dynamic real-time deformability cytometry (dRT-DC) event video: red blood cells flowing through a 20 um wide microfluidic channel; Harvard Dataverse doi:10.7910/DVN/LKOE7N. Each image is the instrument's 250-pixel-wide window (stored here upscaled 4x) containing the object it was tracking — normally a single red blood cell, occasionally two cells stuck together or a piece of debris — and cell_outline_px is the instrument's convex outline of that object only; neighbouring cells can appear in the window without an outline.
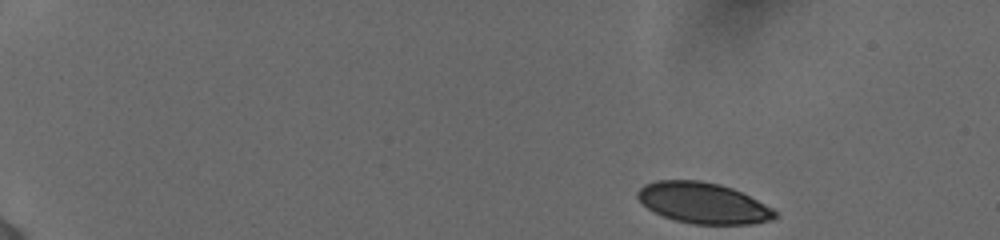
{"species": "human", "species_latin": "Homo sapiens", "temperature_condition": "cold", "stored_images_in_passage": 48, "camera_frame_rate_fps": 3000, "um_per_image_px": 0.085, "donor": {"sex": "female"}, "frame": {"image": 1, "passage_image": 1, "time_ms": 0.0, "image_size_px": [1000, 240], "cell_outline_px": [[776, 216], [772, 220], [752, 224], [692, 224], [676, 220], [664, 216], [648, 208], [636, 196], [636, 192], [644, 184], [656, 180], [700, 180], [720, 184], [732, 188], [772, 208], [776, 212]], "centroid_in_image_um": [59.75, 17.25], "position_along_channel_um": 25.3, "area_um2": 32.48}}
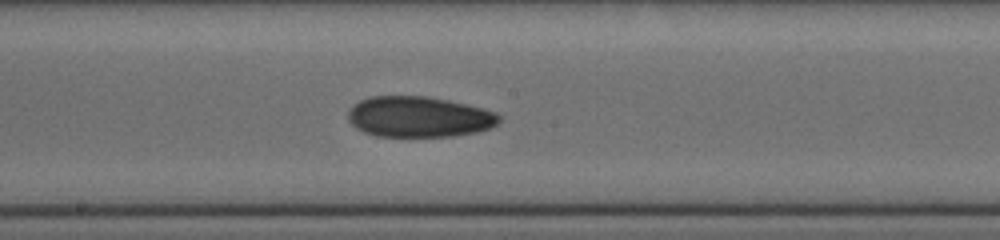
{"frame": {"image": 2, "passage_image": 26, "time_ms": 8.333, "image_size_px": [1000, 240], "cell_outline_px": [[500, 120], [496, 124], [488, 128], [476, 132], [452, 136], [376, 136], [364, 132], [356, 128], [348, 120], [348, 112], [352, 104], [360, 100], [372, 96], [428, 96], [448, 100], [496, 112], [500, 116]], "centroid_in_image_um": [35.56, 9.92], "position_along_channel_um": 212.6, "area_um2": 35.72}}
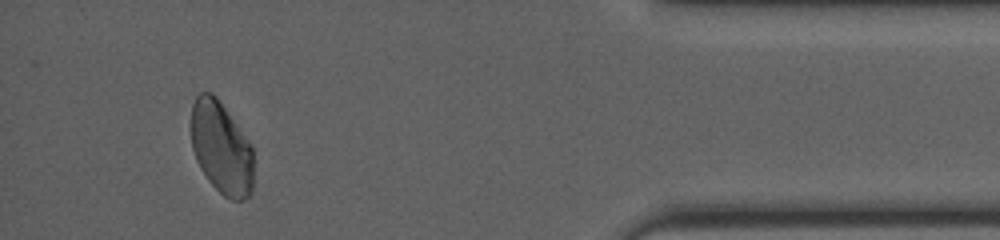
{"frame": {"image": 3, "passage_image": 45, "time_ms": 14.667, "image_size_px": [1000, 240], "cell_outline_px": [[252, 192], [244, 200], [232, 200], [224, 196], [208, 180], [200, 168], [196, 160], [192, 148], [192, 104], [196, 96], [200, 92], [212, 92], [216, 96], [252, 144]], "centroid_in_image_um": [18.81, 12.56], "position_along_channel_um": 416.4, "area_um2": 33.58}, "authors_computed_cell_mechanics": {"area_um2": 34.9112, "velocity_mm_per_s": 3.8642, "shape_relaxation_time_tau1_ms": null, "shape_relaxation_time_tau2_ms": 4.3015, "deformation_change_tau1": null, "deformation_change_tau2": 0.0966}}